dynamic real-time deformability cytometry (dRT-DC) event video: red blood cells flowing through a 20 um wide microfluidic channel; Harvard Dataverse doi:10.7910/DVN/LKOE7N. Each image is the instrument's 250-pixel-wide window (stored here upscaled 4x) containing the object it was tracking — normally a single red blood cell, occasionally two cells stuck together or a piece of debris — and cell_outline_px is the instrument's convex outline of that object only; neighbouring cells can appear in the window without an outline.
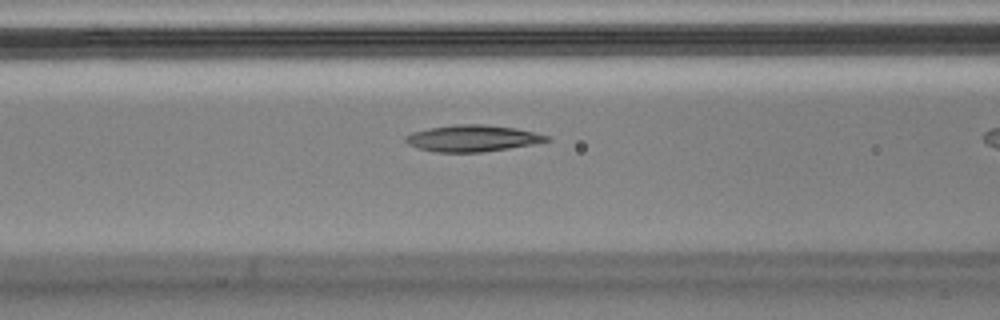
{"species": "Egyptian fruit bat (a non-hibernating species)", "species_latin": "Rousettus aegyptiacus", "temperature_condition": "cold", "stored_images_in_passage": 39, "camera_frame_rate_fps": 3000, "um_per_image_px": 0.085, "animal": {"sex": "male"}, "frame": {"image": 1, "passage_image": 17, "time_ms": 5.333, "image_size_px": [1000, 320], "cell_outline_px": [[552, 140], [532, 144], [508, 148], [480, 152], [436, 152], [416, 148], [408, 144], [404, 140], [404, 136], [412, 132], [428, 128], [452, 124], [484, 124], [516, 128], [548, 136]], "centroid_in_image_um": [40.09, 11.75], "position_along_channel_um": 126.5, "area_um2": 21.79}}